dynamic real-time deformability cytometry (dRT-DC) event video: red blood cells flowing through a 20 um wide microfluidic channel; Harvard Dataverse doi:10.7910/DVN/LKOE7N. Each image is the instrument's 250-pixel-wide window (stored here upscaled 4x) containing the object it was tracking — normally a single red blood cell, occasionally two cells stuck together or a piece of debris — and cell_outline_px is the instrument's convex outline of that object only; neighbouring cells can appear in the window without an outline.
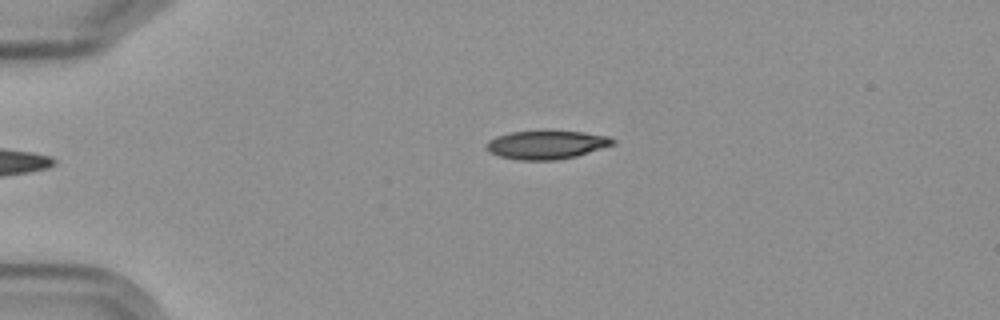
{"species": "Egyptian fruit bat (a non-hibernating species)", "species_latin": "Rousettus aegyptiacus", "temperature_condition": "cold", "stored_images_in_passage": 3, "camera_frame_rate_fps": 3000, "um_per_image_px": 0.085, "frame": {"image": 1, "passage_image": 2, "time_ms": 1.333, "image_size_px": [1000, 320], "cell_outline_px": [[616, 144], [576, 156], [556, 160], [520, 160], [500, 156], [488, 152], [484, 148], [484, 144], [488, 140], [496, 136], [508, 132], [540, 128], [548, 128], [584, 132], [608, 136], [616, 140]], "centroid_in_image_um": [46.42, 12.25], "position_along_channel_um": 38.6, "area_um2": 22.14}}